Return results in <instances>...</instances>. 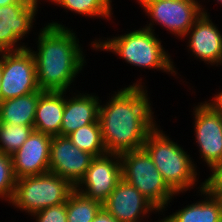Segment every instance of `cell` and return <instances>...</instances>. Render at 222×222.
I'll use <instances>...</instances> for the list:
<instances>
[{
  "mask_svg": "<svg viewBox=\"0 0 222 222\" xmlns=\"http://www.w3.org/2000/svg\"><path fill=\"white\" fill-rule=\"evenodd\" d=\"M36 222H67L66 202L47 207L34 214Z\"/></svg>",
  "mask_w": 222,
  "mask_h": 222,
  "instance_id": "d4e9b609",
  "label": "cell"
},
{
  "mask_svg": "<svg viewBox=\"0 0 222 222\" xmlns=\"http://www.w3.org/2000/svg\"><path fill=\"white\" fill-rule=\"evenodd\" d=\"M37 7L38 0H25L23 3L0 7V52L27 48L24 45L19 47L16 43L32 28Z\"/></svg>",
  "mask_w": 222,
  "mask_h": 222,
  "instance_id": "7c38bea8",
  "label": "cell"
},
{
  "mask_svg": "<svg viewBox=\"0 0 222 222\" xmlns=\"http://www.w3.org/2000/svg\"><path fill=\"white\" fill-rule=\"evenodd\" d=\"M64 91H43L36 106L34 130L50 136L61 135L65 108Z\"/></svg>",
  "mask_w": 222,
  "mask_h": 222,
  "instance_id": "e0dca14e",
  "label": "cell"
},
{
  "mask_svg": "<svg viewBox=\"0 0 222 222\" xmlns=\"http://www.w3.org/2000/svg\"><path fill=\"white\" fill-rule=\"evenodd\" d=\"M28 48L2 54L1 101L39 91L35 60Z\"/></svg>",
  "mask_w": 222,
  "mask_h": 222,
  "instance_id": "52a82bcc",
  "label": "cell"
},
{
  "mask_svg": "<svg viewBox=\"0 0 222 222\" xmlns=\"http://www.w3.org/2000/svg\"><path fill=\"white\" fill-rule=\"evenodd\" d=\"M101 207L100 202L74 189L66 202L67 222H92Z\"/></svg>",
  "mask_w": 222,
  "mask_h": 222,
  "instance_id": "44dd1931",
  "label": "cell"
},
{
  "mask_svg": "<svg viewBox=\"0 0 222 222\" xmlns=\"http://www.w3.org/2000/svg\"><path fill=\"white\" fill-rule=\"evenodd\" d=\"M102 207L119 222H138L141 214L143 217L148 212L158 210L134 186L123 179L116 185Z\"/></svg>",
  "mask_w": 222,
  "mask_h": 222,
  "instance_id": "5bb4252c",
  "label": "cell"
},
{
  "mask_svg": "<svg viewBox=\"0 0 222 222\" xmlns=\"http://www.w3.org/2000/svg\"><path fill=\"white\" fill-rule=\"evenodd\" d=\"M94 158L75 146L68 136H53L50 143L49 172L68 180L75 187Z\"/></svg>",
  "mask_w": 222,
  "mask_h": 222,
  "instance_id": "8fae6325",
  "label": "cell"
},
{
  "mask_svg": "<svg viewBox=\"0 0 222 222\" xmlns=\"http://www.w3.org/2000/svg\"><path fill=\"white\" fill-rule=\"evenodd\" d=\"M207 189L216 194L222 201V187H207Z\"/></svg>",
  "mask_w": 222,
  "mask_h": 222,
  "instance_id": "f1b7e54d",
  "label": "cell"
},
{
  "mask_svg": "<svg viewBox=\"0 0 222 222\" xmlns=\"http://www.w3.org/2000/svg\"><path fill=\"white\" fill-rule=\"evenodd\" d=\"M99 99L90 94L76 95L73 98H65V108L61 124V136H68L80 127L91 123H99Z\"/></svg>",
  "mask_w": 222,
  "mask_h": 222,
  "instance_id": "2e32d148",
  "label": "cell"
},
{
  "mask_svg": "<svg viewBox=\"0 0 222 222\" xmlns=\"http://www.w3.org/2000/svg\"><path fill=\"white\" fill-rule=\"evenodd\" d=\"M200 192L206 196L204 201L192 203L168 218L172 222H222L221 199L205 187V182L201 184Z\"/></svg>",
  "mask_w": 222,
  "mask_h": 222,
  "instance_id": "ac0fdd59",
  "label": "cell"
},
{
  "mask_svg": "<svg viewBox=\"0 0 222 222\" xmlns=\"http://www.w3.org/2000/svg\"><path fill=\"white\" fill-rule=\"evenodd\" d=\"M143 148L151 156L164 181L176 194L194 186L197 172L191 158L157 126L148 134Z\"/></svg>",
  "mask_w": 222,
  "mask_h": 222,
  "instance_id": "277c9868",
  "label": "cell"
},
{
  "mask_svg": "<svg viewBox=\"0 0 222 222\" xmlns=\"http://www.w3.org/2000/svg\"><path fill=\"white\" fill-rule=\"evenodd\" d=\"M194 113L199 152L213 171L222 162V113L211 102L201 103Z\"/></svg>",
  "mask_w": 222,
  "mask_h": 222,
  "instance_id": "9c48e42d",
  "label": "cell"
},
{
  "mask_svg": "<svg viewBox=\"0 0 222 222\" xmlns=\"http://www.w3.org/2000/svg\"><path fill=\"white\" fill-rule=\"evenodd\" d=\"M122 179L134 186L159 211L168 206L175 192L164 181L151 156L142 148L120 154Z\"/></svg>",
  "mask_w": 222,
  "mask_h": 222,
  "instance_id": "5b68a950",
  "label": "cell"
},
{
  "mask_svg": "<svg viewBox=\"0 0 222 222\" xmlns=\"http://www.w3.org/2000/svg\"><path fill=\"white\" fill-rule=\"evenodd\" d=\"M205 187H222V162L212 171L205 181Z\"/></svg>",
  "mask_w": 222,
  "mask_h": 222,
  "instance_id": "484cf974",
  "label": "cell"
},
{
  "mask_svg": "<svg viewBox=\"0 0 222 222\" xmlns=\"http://www.w3.org/2000/svg\"><path fill=\"white\" fill-rule=\"evenodd\" d=\"M25 0H0V7L11 5L14 3H23Z\"/></svg>",
  "mask_w": 222,
  "mask_h": 222,
  "instance_id": "f546056e",
  "label": "cell"
},
{
  "mask_svg": "<svg viewBox=\"0 0 222 222\" xmlns=\"http://www.w3.org/2000/svg\"><path fill=\"white\" fill-rule=\"evenodd\" d=\"M109 157L113 158L110 159ZM121 180L120 154L107 153L92 160L84 177L75 186V189L86 197L103 204ZM84 185L85 190L81 187Z\"/></svg>",
  "mask_w": 222,
  "mask_h": 222,
  "instance_id": "30bf717a",
  "label": "cell"
},
{
  "mask_svg": "<svg viewBox=\"0 0 222 222\" xmlns=\"http://www.w3.org/2000/svg\"><path fill=\"white\" fill-rule=\"evenodd\" d=\"M134 83L118 91L104 106L99 105L98 121L107 153L122 154L142 149L156 127L147 91Z\"/></svg>",
  "mask_w": 222,
  "mask_h": 222,
  "instance_id": "6da1fadb",
  "label": "cell"
},
{
  "mask_svg": "<svg viewBox=\"0 0 222 222\" xmlns=\"http://www.w3.org/2000/svg\"><path fill=\"white\" fill-rule=\"evenodd\" d=\"M52 136L33 130L23 145L11 155L17 179L49 172Z\"/></svg>",
  "mask_w": 222,
  "mask_h": 222,
  "instance_id": "4fadbf2b",
  "label": "cell"
},
{
  "mask_svg": "<svg viewBox=\"0 0 222 222\" xmlns=\"http://www.w3.org/2000/svg\"><path fill=\"white\" fill-rule=\"evenodd\" d=\"M68 137L75 146L94 157L107 154L99 123H91L80 127L69 134Z\"/></svg>",
  "mask_w": 222,
  "mask_h": 222,
  "instance_id": "ffe728a7",
  "label": "cell"
},
{
  "mask_svg": "<svg viewBox=\"0 0 222 222\" xmlns=\"http://www.w3.org/2000/svg\"><path fill=\"white\" fill-rule=\"evenodd\" d=\"M152 28L153 24L150 22L145 28L131 31L120 37L107 38L105 42L100 40L93 42L92 46L95 49L112 51L131 65L164 70L171 74L175 72L176 75L170 56L162 47L161 41L155 37Z\"/></svg>",
  "mask_w": 222,
  "mask_h": 222,
  "instance_id": "3957f363",
  "label": "cell"
},
{
  "mask_svg": "<svg viewBox=\"0 0 222 222\" xmlns=\"http://www.w3.org/2000/svg\"><path fill=\"white\" fill-rule=\"evenodd\" d=\"M92 222H119L114 216L108 213L103 207L96 213Z\"/></svg>",
  "mask_w": 222,
  "mask_h": 222,
  "instance_id": "4316f807",
  "label": "cell"
},
{
  "mask_svg": "<svg viewBox=\"0 0 222 222\" xmlns=\"http://www.w3.org/2000/svg\"><path fill=\"white\" fill-rule=\"evenodd\" d=\"M75 187L66 179L51 172L26 176L16 180L10 203L29 214L67 202Z\"/></svg>",
  "mask_w": 222,
  "mask_h": 222,
  "instance_id": "8992f818",
  "label": "cell"
},
{
  "mask_svg": "<svg viewBox=\"0 0 222 222\" xmlns=\"http://www.w3.org/2000/svg\"><path fill=\"white\" fill-rule=\"evenodd\" d=\"M34 126L0 122V152L14 154L33 132Z\"/></svg>",
  "mask_w": 222,
  "mask_h": 222,
  "instance_id": "7402d4cb",
  "label": "cell"
},
{
  "mask_svg": "<svg viewBox=\"0 0 222 222\" xmlns=\"http://www.w3.org/2000/svg\"><path fill=\"white\" fill-rule=\"evenodd\" d=\"M77 42L75 33L62 24L48 23L41 30L38 35L39 52H31L40 90L66 92L85 63Z\"/></svg>",
  "mask_w": 222,
  "mask_h": 222,
  "instance_id": "7a4b0ae2",
  "label": "cell"
},
{
  "mask_svg": "<svg viewBox=\"0 0 222 222\" xmlns=\"http://www.w3.org/2000/svg\"><path fill=\"white\" fill-rule=\"evenodd\" d=\"M204 10L185 36L191 34L188 47L195 57L218 65L222 63V34Z\"/></svg>",
  "mask_w": 222,
  "mask_h": 222,
  "instance_id": "9a60e30c",
  "label": "cell"
},
{
  "mask_svg": "<svg viewBox=\"0 0 222 222\" xmlns=\"http://www.w3.org/2000/svg\"><path fill=\"white\" fill-rule=\"evenodd\" d=\"M2 78V55L0 57V83ZM0 102H1V91H0Z\"/></svg>",
  "mask_w": 222,
  "mask_h": 222,
  "instance_id": "4dcf8cb0",
  "label": "cell"
},
{
  "mask_svg": "<svg viewBox=\"0 0 222 222\" xmlns=\"http://www.w3.org/2000/svg\"><path fill=\"white\" fill-rule=\"evenodd\" d=\"M211 102L222 113V92L216 94Z\"/></svg>",
  "mask_w": 222,
  "mask_h": 222,
  "instance_id": "83f0119b",
  "label": "cell"
},
{
  "mask_svg": "<svg viewBox=\"0 0 222 222\" xmlns=\"http://www.w3.org/2000/svg\"><path fill=\"white\" fill-rule=\"evenodd\" d=\"M57 5L86 16L111 17V0H50Z\"/></svg>",
  "mask_w": 222,
  "mask_h": 222,
  "instance_id": "603a6c76",
  "label": "cell"
},
{
  "mask_svg": "<svg viewBox=\"0 0 222 222\" xmlns=\"http://www.w3.org/2000/svg\"><path fill=\"white\" fill-rule=\"evenodd\" d=\"M16 180L11 156L0 152V197L12 200Z\"/></svg>",
  "mask_w": 222,
  "mask_h": 222,
  "instance_id": "cb8c5ba5",
  "label": "cell"
},
{
  "mask_svg": "<svg viewBox=\"0 0 222 222\" xmlns=\"http://www.w3.org/2000/svg\"><path fill=\"white\" fill-rule=\"evenodd\" d=\"M43 90L0 102V122L34 126L36 106Z\"/></svg>",
  "mask_w": 222,
  "mask_h": 222,
  "instance_id": "d6986e66",
  "label": "cell"
},
{
  "mask_svg": "<svg viewBox=\"0 0 222 222\" xmlns=\"http://www.w3.org/2000/svg\"><path fill=\"white\" fill-rule=\"evenodd\" d=\"M148 16L176 36L185 37L196 20L203 14L195 0H138ZM174 32V33H173Z\"/></svg>",
  "mask_w": 222,
  "mask_h": 222,
  "instance_id": "ba28073f",
  "label": "cell"
},
{
  "mask_svg": "<svg viewBox=\"0 0 222 222\" xmlns=\"http://www.w3.org/2000/svg\"><path fill=\"white\" fill-rule=\"evenodd\" d=\"M159 222H172L169 218H168V216L167 217H165L164 219H162L161 221H159Z\"/></svg>",
  "mask_w": 222,
  "mask_h": 222,
  "instance_id": "1f68e13d",
  "label": "cell"
}]
</instances>
